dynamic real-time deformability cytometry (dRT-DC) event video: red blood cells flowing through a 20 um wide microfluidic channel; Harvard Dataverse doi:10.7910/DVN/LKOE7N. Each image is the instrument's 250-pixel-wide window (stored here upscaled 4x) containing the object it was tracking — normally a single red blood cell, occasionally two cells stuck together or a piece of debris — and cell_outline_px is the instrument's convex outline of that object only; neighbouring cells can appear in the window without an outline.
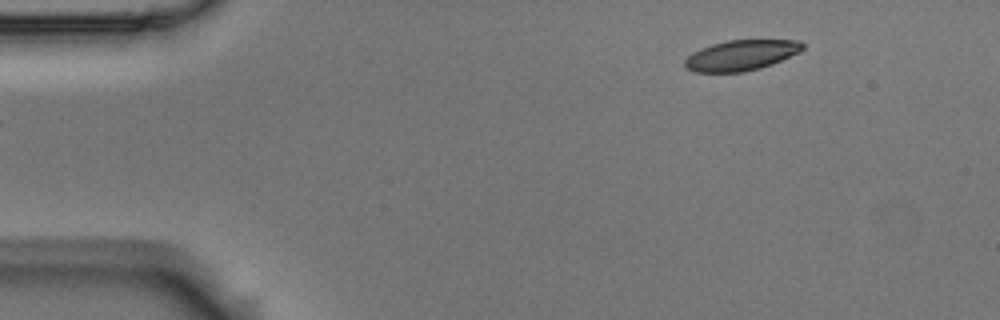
{"species": "Egyptian fruit bat (a non-hibernating species)", "species_latin": "Rousettus aegyptiacus", "temperature_condition": "room temperature", "stored_images_in_passage": 50, "camera_frame_rate_fps": 3000, "um_per_image_px": 0.085, "animal": {"sex": "male"}, "frame": {"image": 1, "passage_image": 1, "time_ms": 0.0, "image_size_px": [1000, 320], "cell_outline_px": [[804, 48], [800, 52], [772, 64], [760, 68], [744, 72], [696, 72], [688, 68], [684, 64], [684, 60], [692, 52], [700, 48], [712, 44], [728, 40], [800, 40], [804, 44]], "centroid_in_image_um": [63.01, 4.69], "position_along_channel_um": 22.0, "area_um2": 20.92}}
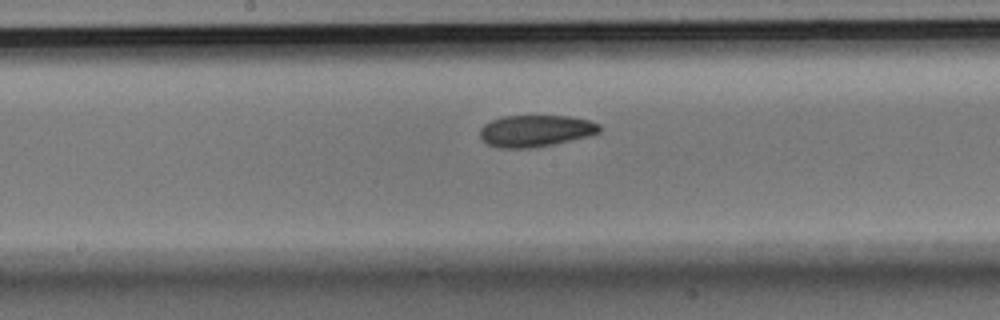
{"frame": {"image": 2, "passage_image": 23, "time_ms": 7.333, "image_size_px": [1000, 320], "cell_outline_px": [[600, 132], [588, 136], [552, 144], [532, 148], [496, 148], [488, 144], [480, 136], [480, 128], [484, 124], [492, 120], [504, 116], [568, 116], [588, 120], [600, 124]], "centroid_in_image_um": [45.51, 11.12], "position_along_channel_um": 202.7, "area_um2": 21.96}}
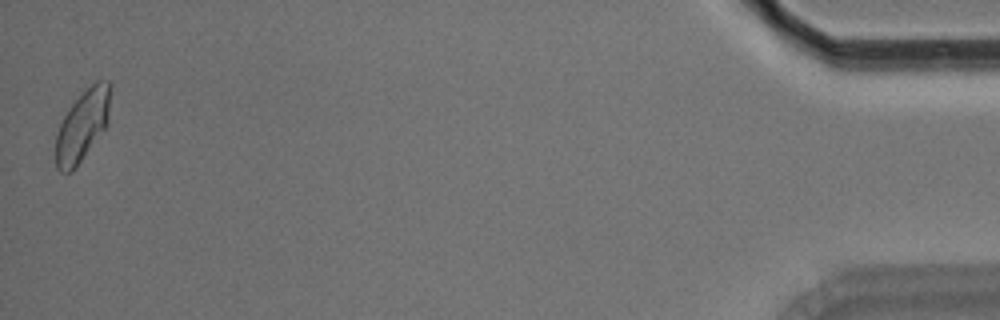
{"frame": {"image": 3, "passage_image": 50, "time_ms": 16.333, "image_size_px": [1000, 320], "cell_outline_px": [[112, 88], [108, 124], [76, 168], [72, 172], [60, 172], [56, 168], [56, 136], [60, 124], [64, 116], [72, 104], [96, 80], [108, 80], [112, 84]], "centroid_in_image_um": [7.05, 10.66], "position_along_channel_um": 428.2, "area_um2": 22.72}, "authors_computed_cell_mechanics": {"area_um2": 22.3397, "velocity_mm_per_s": 3.5316, "shape_relaxation_time_tau1_ms": 4.7574, "shape_relaxation_time_tau2_ms": null, "deformation_change_tau1": 0.1142, "deformation_change_tau2": null}}